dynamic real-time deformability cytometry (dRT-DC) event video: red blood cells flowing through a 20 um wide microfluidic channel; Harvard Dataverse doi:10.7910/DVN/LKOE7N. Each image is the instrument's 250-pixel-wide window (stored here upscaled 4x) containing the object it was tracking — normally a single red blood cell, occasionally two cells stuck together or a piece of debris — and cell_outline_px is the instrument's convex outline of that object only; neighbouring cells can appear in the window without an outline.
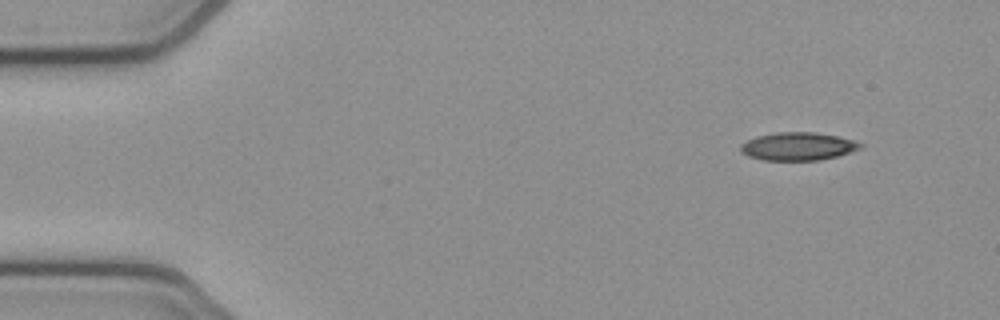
{"species": "common noctule bat (a hibernating species)", "species_latin": "Nyctalus noctula", "temperature_condition": "cold", "stored_images_in_passage": 4, "camera_frame_rate_fps": 3000, "um_per_image_px": 0.085, "animal": {"sex": "female", "body_mass_g": 21.9}, "frame": {"image": 1, "passage_image": 1, "time_ms": 0.0, "image_size_px": [1000, 320], "cell_outline_px": [[864, 144], [860, 148], [836, 156], [820, 160], [764, 160], [748, 156], [740, 152], [740, 144], [756, 136], [776, 132], [816, 132], [836, 136], [852, 140]], "centroid_in_image_um": [67.78, 12.43], "position_along_channel_um": 17.2, "area_um2": 19.42}}
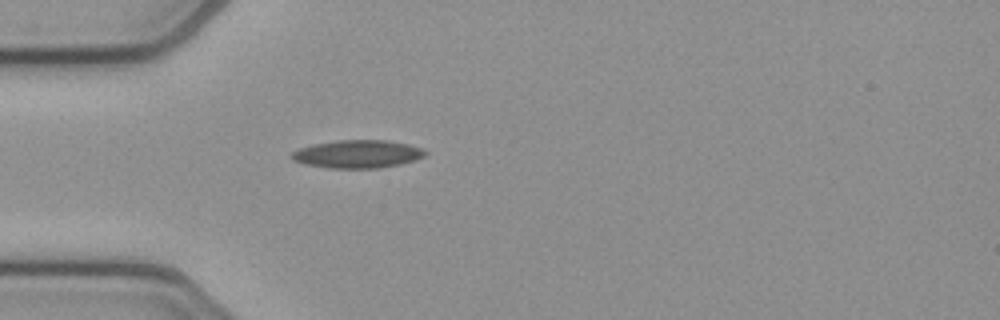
{"frame": {"image": 2, "passage_image": 4, "time_ms": 1.0, "image_size_px": [1000, 320], "cell_outline_px": [[428, 152], [424, 156], [416, 160], [400, 164], [380, 168], [328, 168], [304, 164], [292, 160], [292, 152], [300, 148], [312, 144], [336, 140], [384, 140], [408, 144], [424, 148]], "centroid_in_image_um": [30.41, 13.09], "position_along_channel_um": 54.6, "area_um2": 21.91}}